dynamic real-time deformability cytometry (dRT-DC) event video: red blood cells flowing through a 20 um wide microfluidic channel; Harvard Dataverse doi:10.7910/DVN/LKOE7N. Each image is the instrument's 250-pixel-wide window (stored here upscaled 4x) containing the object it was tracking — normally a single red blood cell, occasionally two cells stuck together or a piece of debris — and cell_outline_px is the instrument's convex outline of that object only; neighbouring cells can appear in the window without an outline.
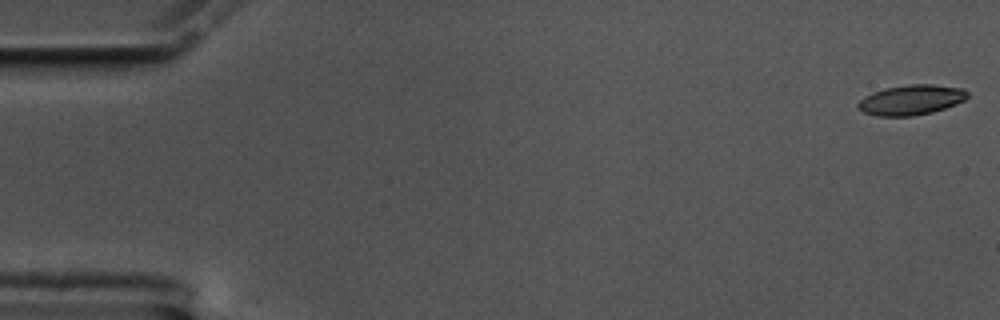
{"species": "common noctule bat (a hibernating species)", "species_latin": "Nyctalus noctula", "temperature_condition": "cold", "stored_images_in_passage": 58, "camera_frame_rate_fps": 3000, "um_per_image_px": 0.085, "animal": {"sex": "male", "body_mass_g": 17.5, "forearm_length_mm": 52.3}, "frame": {"image": 1, "passage_image": 1, "time_ms": 0.0, "image_size_px": [1000, 320], "cell_outline_px": [[968, 96], [964, 100], [956, 104], [932, 112], [912, 116], [876, 116], [864, 112], [856, 104], [864, 96], [872, 92], [884, 88], [908, 84], [932, 84], [964, 88], [968, 92]], "centroid_in_image_um": [77.45, 8.48], "position_along_channel_um": 7.5, "area_um2": 19.25}}
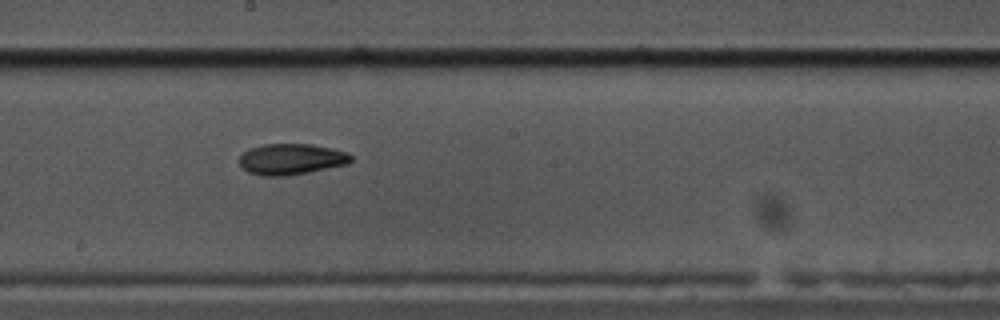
{"frame": {"image": 2, "passage_image": 32, "time_ms": 10.333, "image_size_px": [1000, 320], "cell_outline_px": [[352, 160], [348, 164], [308, 172], [284, 176], [264, 176], [248, 172], [240, 164], [240, 156], [248, 148], [264, 144], [312, 144], [332, 148], [348, 152], [352, 156]], "centroid_in_image_um": [24.77, 13.52], "position_along_channel_um": 223.4, "area_um2": 20.17}}
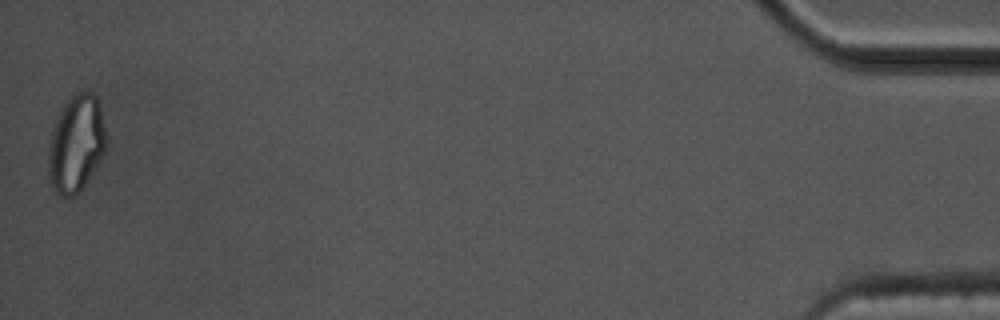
{"frame": {"image": 3, "passage_image": 58, "time_ms": 19.0, "image_size_px": [1000, 320], "cell_outline_px": [[104, 152], [100, 160], [80, 192], [76, 196], [60, 196], [56, 192], [48, 176], [48, 148], [52, 132], [56, 120], [64, 104], [76, 92], [92, 92], [96, 96], [100, 108], [104, 128]], "centroid_in_image_um": [6.44, 12.24], "position_along_channel_um": 428.8, "area_um2": 32.08}, "authors_computed_cell_mechanics": {"area_um2": 20.1722, "velocity_mm_per_s": 3.4484, "shape_relaxation_time_tau1_ms": null, "shape_relaxation_time_tau2_ms": 7.8479, "deformation_change_tau1": null, "deformation_change_tau2": 0.1471}}